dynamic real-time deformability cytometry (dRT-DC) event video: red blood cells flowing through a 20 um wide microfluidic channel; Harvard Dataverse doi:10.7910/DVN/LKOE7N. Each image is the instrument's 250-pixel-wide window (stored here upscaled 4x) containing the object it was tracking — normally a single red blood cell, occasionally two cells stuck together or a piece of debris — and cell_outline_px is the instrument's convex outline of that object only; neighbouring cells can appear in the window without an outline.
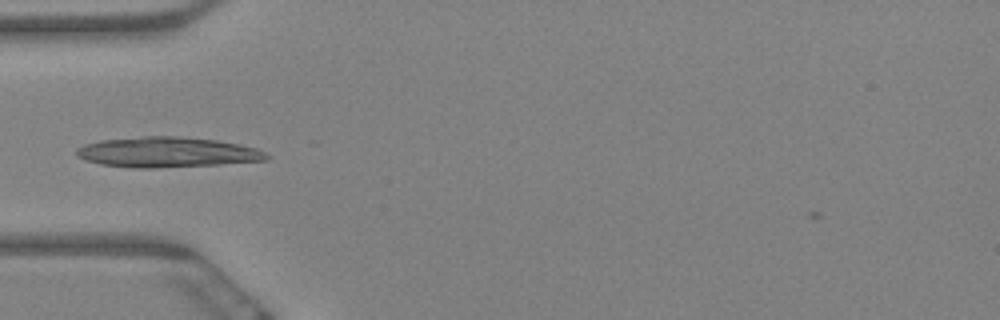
{"species": "Egyptian fruit bat (a non-hibernating species)", "species_latin": "Rousettus aegyptiacus", "temperature_condition": "warm", "stored_images_in_passage": 12, "camera_frame_rate_fps": 3000, "um_per_image_px": 0.085, "animal": {"sex": "female"}, "frame": {"image": 1, "passage_image": 2, "time_ms": 0.333, "image_size_px": [1000, 320], "cell_outline_px": [[268, 160], [220, 164], [152, 168], [132, 168], [100, 164], [84, 160], [76, 156], [76, 148], [84, 144], [100, 140], [144, 136], [176, 136], [216, 140], [256, 148], [264, 152], [268, 156]], "centroid_in_image_um": [14.14, 12.94], "position_along_channel_um": 70.9, "area_um2": 33.47}}
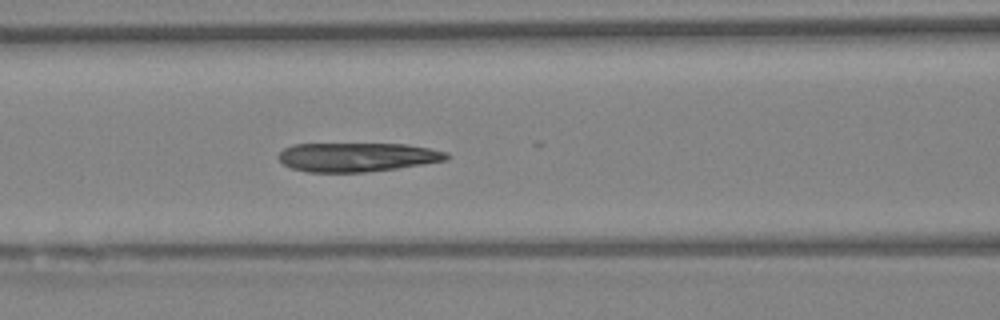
{"frame": {"image": 2, "passage_image": 8, "time_ms": 2.333, "image_size_px": [1000, 320], "cell_outline_px": [[452, 156], [448, 160], [424, 164], [396, 168], [364, 172], [308, 172], [292, 168], [284, 164], [276, 156], [284, 148], [292, 144], [408, 144], [448, 152]], "centroid_in_image_um": [30.38, 13.35], "position_along_channel_um": 136.2, "area_um2": 28.5}}
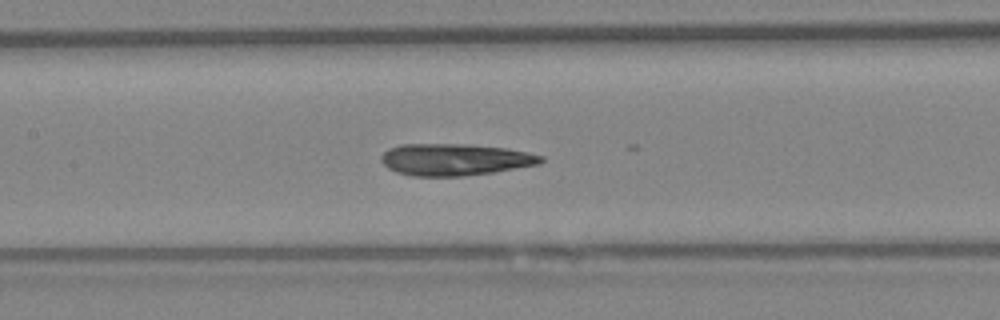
{"frame": {"image": 3, "passage_image": 11, "time_ms": 3.333, "image_size_px": [1000, 320], "cell_outline_px": [[544, 160], [540, 164], [492, 172], [464, 176], [412, 176], [396, 172], [388, 168], [380, 160], [380, 156], [388, 148], [400, 144], [472, 144], [504, 148], [528, 152], [544, 156]], "centroid_in_image_um": [38.65, 13.55], "position_along_channel_um": 168.8, "area_um2": 29.77}}